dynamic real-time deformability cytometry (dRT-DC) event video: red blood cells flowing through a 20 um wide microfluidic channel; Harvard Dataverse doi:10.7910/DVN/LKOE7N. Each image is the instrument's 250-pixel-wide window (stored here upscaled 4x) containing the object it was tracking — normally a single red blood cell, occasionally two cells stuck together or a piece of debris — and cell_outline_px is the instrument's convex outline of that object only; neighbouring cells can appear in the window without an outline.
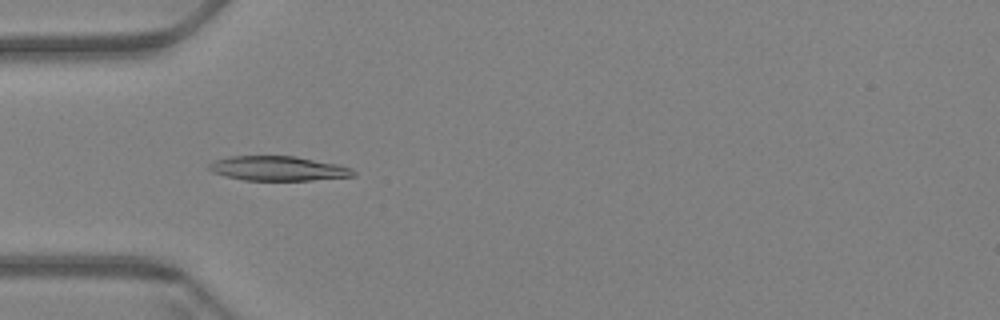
{"species": "Egyptian fruit bat (a non-hibernating species)", "species_latin": "Rousettus aegyptiacus", "temperature_condition": "warm", "stored_images_in_passage": 52, "camera_frame_rate_fps": 3000, "um_per_image_px": 0.085, "animal": {"sex": "female"}, "frame": {"image": 1, "passage_image": 11, "time_ms": 3.333, "image_size_px": [1000, 320], "cell_outline_px": [[356, 176], [312, 180], [244, 180], [224, 176], [212, 172], [208, 168], [208, 164], [216, 160], [232, 156], [296, 156], [336, 164], [352, 168], [356, 172]], "centroid_in_image_um": [23.65, 14.32], "position_along_channel_um": 61.4, "area_um2": 20.63}}
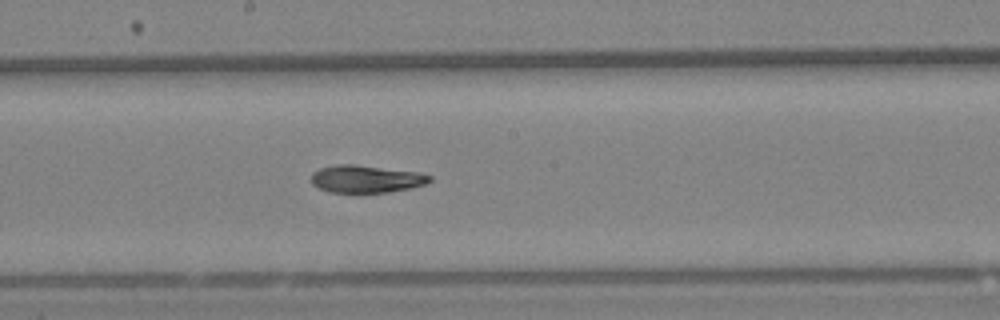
{"frame": {"image": 2, "passage_image": 25, "time_ms": 8.0, "image_size_px": [1000, 320], "cell_outline_px": [[432, 180], [424, 184], [412, 188], [388, 192], [328, 192], [312, 184], [312, 172], [320, 168], [336, 164], [356, 164], [420, 172], [432, 176]], "centroid_in_image_um": [31.14, 15.2], "position_along_channel_um": 217.1, "area_um2": 19.07}}
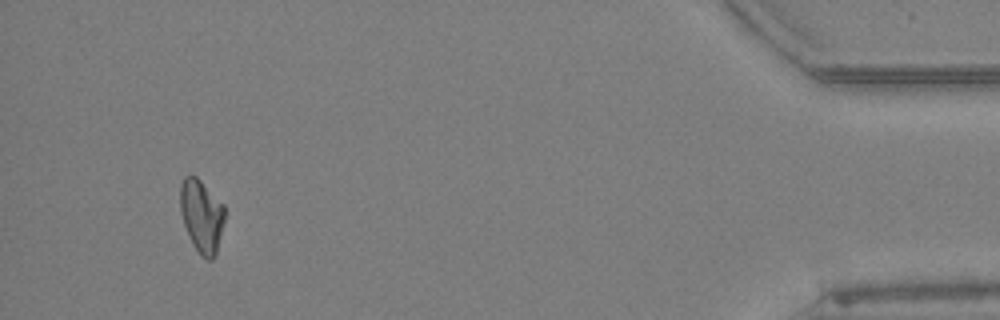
{"frame": {"image": 3, "passage_image": 49, "time_ms": 16.0, "image_size_px": [1000, 320], "cell_outline_px": [[224, 220], [216, 252], [212, 260], [208, 260], [200, 256], [192, 244], [188, 236], [180, 212], [180, 184], [184, 176], [196, 176], [224, 204]], "centroid_in_image_um": [17.12, 18.35], "position_along_channel_um": 418.1, "area_um2": 18.9}, "authors_computed_cell_mechanics": {"area_um2": 19.5942, "velocity_mm_per_s": 3.3923, "shape_relaxation_time_tau1_ms": null, "shape_relaxation_time_tau2_ms": 7.8289, "deformation_change_tau1": null, "deformation_change_tau2": 0.1171}}